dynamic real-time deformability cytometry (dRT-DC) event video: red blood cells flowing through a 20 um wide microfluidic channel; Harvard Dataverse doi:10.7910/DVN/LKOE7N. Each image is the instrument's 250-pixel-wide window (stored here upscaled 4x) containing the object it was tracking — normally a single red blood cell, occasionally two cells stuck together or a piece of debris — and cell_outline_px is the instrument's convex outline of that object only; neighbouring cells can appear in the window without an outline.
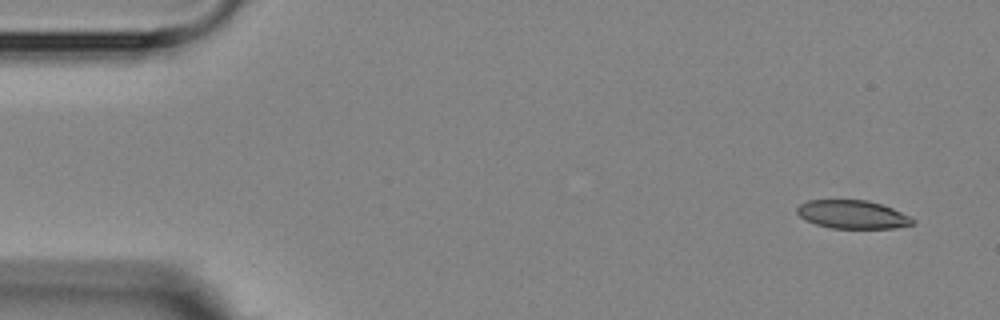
{"species": "Egyptian fruit bat (a non-hibernating species)", "species_latin": "Rousettus aegyptiacus", "temperature_condition": "room temperature", "stored_images_in_passage": 6, "segment_of_instrument_passage": [2, 2], "camera_frame_rate_fps": 3000, "um_per_image_px": 0.085, "animal": {"sex": "female"}, "frame": {"image": 1, "passage_image": 6, "time_ms": 5.667, "image_size_px": [1000, 320], "cell_outline_px": [[916, 220], [912, 224], [892, 228], [832, 228], [816, 224], [804, 220], [796, 212], [796, 208], [800, 204], [808, 200], [868, 200], [892, 208], [912, 216]], "centroid_in_image_um": [72.46, 18.22], "position_along_channel_um": 12.5, "area_um2": 19.13}}